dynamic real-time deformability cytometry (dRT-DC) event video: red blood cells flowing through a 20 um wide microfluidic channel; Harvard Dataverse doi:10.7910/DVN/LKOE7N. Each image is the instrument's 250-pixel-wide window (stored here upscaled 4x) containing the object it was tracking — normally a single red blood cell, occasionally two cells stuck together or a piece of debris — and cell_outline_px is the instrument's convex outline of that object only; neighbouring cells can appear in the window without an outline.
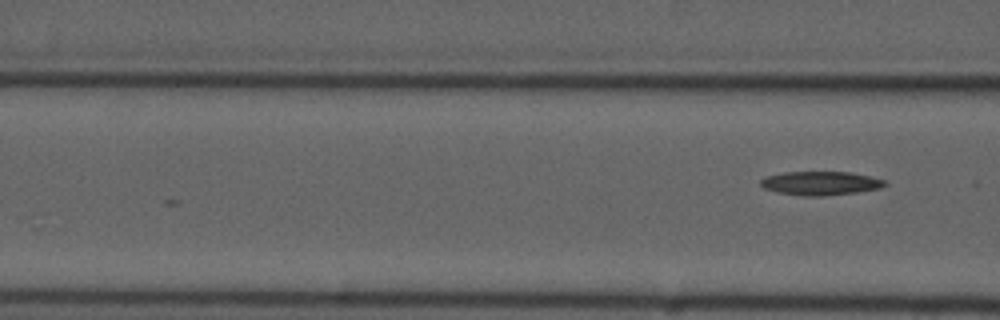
{"species": "common noctule bat (a hibernating species)", "species_latin": "Nyctalus noctula", "temperature_condition": "cold", "stored_images_in_passage": 3, "camera_frame_rate_fps": 3000, "um_per_image_px": 0.085, "animal": {"sex": "male", "forearm_length_mm": 52.5}, "frame": {"image": 1, "passage_image": 3, "time_ms": 3.0, "image_size_px": [1000, 320], "cell_outline_px": [[888, 184], [880, 188], [856, 192], [824, 196], [800, 196], [776, 192], [764, 188], [760, 184], [760, 180], [768, 176], [784, 172], [848, 172], [872, 176], [884, 180]], "centroid_in_image_um": [69.75, 15.58], "position_along_channel_um": 96.9, "area_um2": 17.22}}